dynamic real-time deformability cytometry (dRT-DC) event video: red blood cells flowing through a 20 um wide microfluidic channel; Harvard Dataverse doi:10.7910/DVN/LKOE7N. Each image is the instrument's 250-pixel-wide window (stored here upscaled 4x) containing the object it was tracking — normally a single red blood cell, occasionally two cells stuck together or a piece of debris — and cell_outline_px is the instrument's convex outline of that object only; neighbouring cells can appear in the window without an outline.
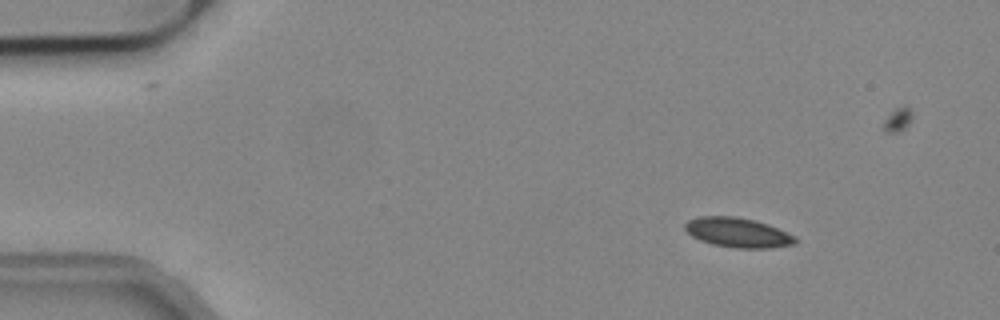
{"species": "common noctule bat (a hibernating species)", "species_latin": "Nyctalus noctula", "temperature_condition": "cold", "stored_images_in_passage": 48, "camera_frame_rate_fps": 3000, "um_per_image_px": 0.085, "animal": {"sex": "male", "body_mass_g": 19.2, "forearm_length_mm": 51.8}, "frame": {"image": 1, "passage_image": 1, "time_ms": 0.0, "image_size_px": [1000, 320], "cell_outline_px": [[800, 240], [796, 244], [772, 248], [736, 248], [712, 244], [700, 240], [692, 236], [684, 228], [684, 224], [688, 220], [700, 216], [736, 216], [756, 220], [768, 224], [796, 236]], "centroid_in_image_um": [62.76, 19.77], "position_along_channel_um": 22.2, "area_um2": 19.31}}
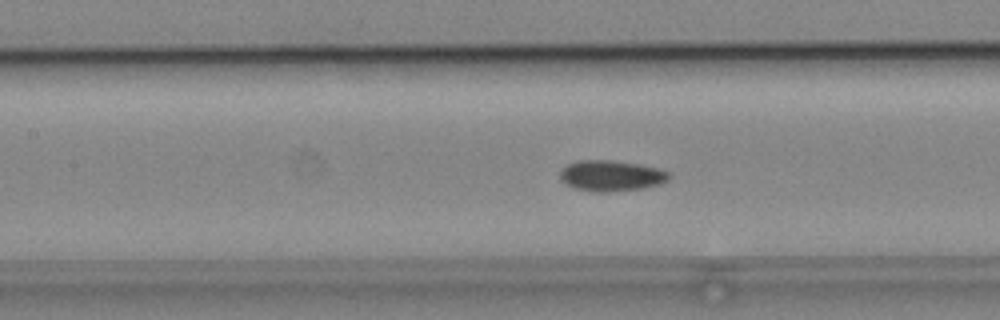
{"frame": {"image": 2, "passage_image": 18, "time_ms": 5.667, "image_size_px": [1000, 320], "cell_outline_px": [[672, 176], [668, 180], [660, 184], [644, 188], [608, 192], [592, 192], [576, 188], [560, 180], [560, 172], [568, 164], [580, 160], [608, 160], [640, 164], [656, 168], [668, 172]], "centroid_in_image_um": [51.97, 14.94], "position_along_channel_um": 155.4, "area_um2": 19.48}}
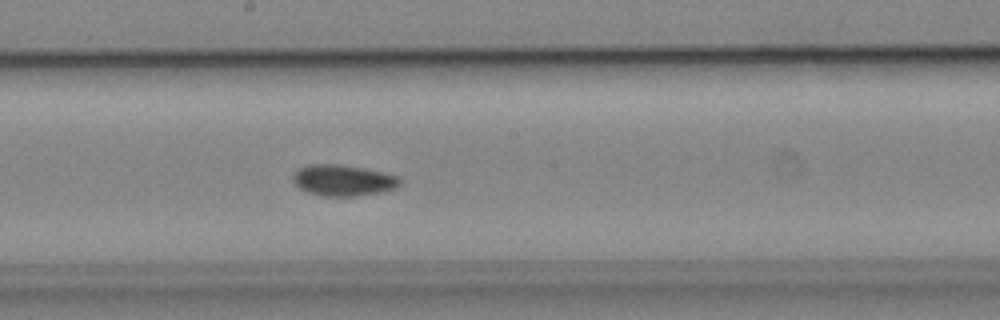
{"frame": {"image": 3, "passage_image": 23, "time_ms": 7.333, "image_size_px": [1000, 320], "cell_outline_px": [[400, 184], [396, 188], [380, 192], [356, 196], [320, 196], [308, 192], [300, 188], [292, 180], [292, 176], [300, 168], [308, 164], [336, 164], [364, 168], [400, 176]], "centroid_in_image_um": [29.17, 15.33], "position_along_channel_um": 219.0, "area_um2": 19.36}}